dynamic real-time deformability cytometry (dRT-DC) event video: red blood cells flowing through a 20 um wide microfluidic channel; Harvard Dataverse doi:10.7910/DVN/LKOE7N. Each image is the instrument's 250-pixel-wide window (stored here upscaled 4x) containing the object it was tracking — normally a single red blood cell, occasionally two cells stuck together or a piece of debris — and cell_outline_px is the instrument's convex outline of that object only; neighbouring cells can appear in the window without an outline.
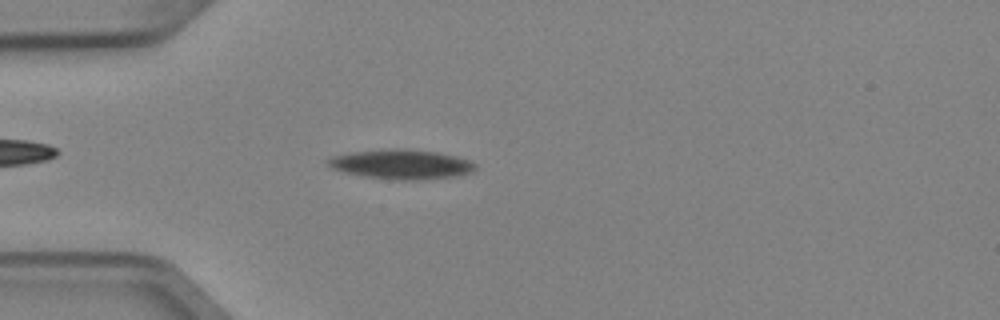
{"species": "Egyptian fruit bat (a non-hibernating species)", "species_latin": "Rousettus aegyptiacus", "temperature_condition": "cold", "stored_images_in_passage": 4, "camera_frame_rate_fps": 3000, "um_per_image_px": 0.085, "animal": {"sex": "female"}, "frame": {"image": 1, "passage_image": 4, "time_ms": 1.0, "image_size_px": [1000, 320], "cell_outline_px": [[476, 168], [472, 172], [452, 176], [412, 180], [396, 180], [364, 176], [344, 172], [332, 168], [324, 160], [336, 156], [352, 152], [436, 152], [468, 160], [476, 164]], "centroid_in_image_um": [34.11, 14.03], "position_along_channel_um": 50.9, "area_um2": 23.64}}